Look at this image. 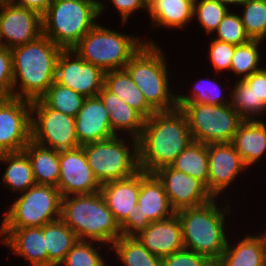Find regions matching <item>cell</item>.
Returning a JSON list of instances; mask_svg holds the SVG:
<instances>
[{
	"mask_svg": "<svg viewBox=\"0 0 266 266\" xmlns=\"http://www.w3.org/2000/svg\"><path fill=\"white\" fill-rule=\"evenodd\" d=\"M62 263L65 266H105L101 254L93 247L92 241L87 240H78Z\"/></svg>",
	"mask_w": 266,
	"mask_h": 266,
	"instance_id": "37",
	"label": "cell"
},
{
	"mask_svg": "<svg viewBox=\"0 0 266 266\" xmlns=\"http://www.w3.org/2000/svg\"><path fill=\"white\" fill-rule=\"evenodd\" d=\"M162 266H215L207 256L183 248L162 258Z\"/></svg>",
	"mask_w": 266,
	"mask_h": 266,
	"instance_id": "41",
	"label": "cell"
},
{
	"mask_svg": "<svg viewBox=\"0 0 266 266\" xmlns=\"http://www.w3.org/2000/svg\"><path fill=\"white\" fill-rule=\"evenodd\" d=\"M193 4L194 0H148V11L155 26L184 28L194 17Z\"/></svg>",
	"mask_w": 266,
	"mask_h": 266,
	"instance_id": "28",
	"label": "cell"
},
{
	"mask_svg": "<svg viewBox=\"0 0 266 266\" xmlns=\"http://www.w3.org/2000/svg\"><path fill=\"white\" fill-rule=\"evenodd\" d=\"M76 137L80 146L114 137L109 112L98 97L85 98L75 117Z\"/></svg>",
	"mask_w": 266,
	"mask_h": 266,
	"instance_id": "19",
	"label": "cell"
},
{
	"mask_svg": "<svg viewBox=\"0 0 266 266\" xmlns=\"http://www.w3.org/2000/svg\"><path fill=\"white\" fill-rule=\"evenodd\" d=\"M154 174L162 182L170 205L176 212L204 205L213 199L200 181L171 166L162 167Z\"/></svg>",
	"mask_w": 266,
	"mask_h": 266,
	"instance_id": "17",
	"label": "cell"
},
{
	"mask_svg": "<svg viewBox=\"0 0 266 266\" xmlns=\"http://www.w3.org/2000/svg\"><path fill=\"white\" fill-rule=\"evenodd\" d=\"M7 1H9V0H0V6H1L3 3L7 2Z\"/></svg>",
	"mask_w": 266,
	"mask_h": 266,
	"instance_id": "48",
	"label": "cell"
},
{
	"mask_svg": "<svg viewBox=\"0 0 266 266\" xmlns=\"http://www.w3.org/2000/svg\"><path fill=\"white\" fill-rule=\"evenodd\" d=\"M161 50L154 43L145 41L125 65L133 82L156 112L178 108L177 95L171 94L168 88L167 63Z\"/></svg>",
	"mask_w": 266,
	"mask_h": 266,
	"instance_id": "6",
	"label": "cell"
},
{
	"mask_svg": "<svg viewBox=\"0 0 266 266\" xmlns=\"http://www.w3.org/2000/svg\"><path fill=\"white\" fill-rule=\"evenodd\" d=\"M217 1H219L220 3H222L223 5H227V7H228V4H239V5H241V4H243L246 0H217Z\"/></svg>",
	"mask_w": 266,
	"mask_h": 266,
	"instance_id": "47",
	"label": "cell"
},
{
	"mask_svg": "<svg viewBox=\"0 0 266 266\" xmlns=\"http://www.w3.org/2000/svg\"><path fill=\"white\" fill-rule=\"evenodd\" d=\"M255 95V115L266 111V69H260L243 79Z\"/></svg>",
	"mask_w": 266,
	"mask_h": 266,
	"instance_id": "44",
	"label": "cell"
},
{
	"mask_svg": "<svg viewBox=\"0 0 266 266\" xmlns=\"http://www.w3.org/2000/svg\"><path fill=\"white\" fill-rule=\"evenodd\" d=\"M35 112L37 118L31 117V141L57 151L80 147L75 117L49 108L41 99L31 101V113Z\"/></svg>",
	"mask_w": 266,
	"mask_h": 266,
	"instance_id": "12",
	"label": "cell"
},
{
	"mask_svg": "<svg viewBox=\"0 0 266 266\" xmlns=\"http://www.w3.org/2000/svg\"><path fill=\"white\" fill-rule=\"evenodd\" d=\"M60 219L78 240L109 244L122 236L120 225L100 192L62 197Z\"/></svg>",
	"mask_w": 266,
	"mask_h": 266,
	"instance_id": "3",
	"label": "cell"
},
{
	"mask_svg": "<svg viewBox=\"0 0 266 266\" xmlns=\"http://www.w3.org/2000/svg\"><path fill=\"white\" fill-rule=\"evenodd\" d=\"M194 0L193 16L197 15L200 24L207 33L215 31L228 13L227 6L217 0Z\"/></svg>",
	"mask_w": 266,
	"mask_h": 266,
	"instance_id": "36",
	"label": "cell"
},
{
	"mask_svg": "<svg viewBox=\"0 0 266 266\" xmlns=\"http://www.w3.org/2000/svg\"><path fill=\"white\" fill-rule=\"evenodd\" d=\"M177 171L184 172L200 181L208 188L209 169L207 144L193 141L170 165Z\"/></svg>",
	"mask_w": 266,
	"mask_h": 266,
	"instance_id": "30",
	"label": "cell"
},
{
	"mask_svg": "<svg viewBox=\"0 0 266 266\" xmlns=\"http://www.w3.org/2000/svg\"><path fill=\"white\" fill-rule=\"evenodd\" d=\"M0 10L1 46L12 49L32 42L43 35L42 15L40 13L10 1L3 3ZM3 39L7 40L3 41Z\"/></svg>",
	"mask_w": 266,
	"mask_h": 266,
	"instance_id": "15",
	"label": "cell"
},
{
	"mask_svg": "<svg viewBox=\"0 0 266 266\" xmlns=\"http://www.w3.org/2000/svg\"><path fill=\"white\" fill-rule=\"evenodd\" d=\"M72 55H75L74 59ZM55 82L85 98L95 97L104 86L105 72L86 62L72 49H63L57 60Z\"/></svg>",
	"mask_w": 266,
	"mask_h": 266,
	"instance_id": "14",
	"label": "cell"
},
{
	"mask_svg": "<svg viewBox=\"0 0 266 266\" xmlns=\"http://www.w3.org/2000/svg\"><path fill=\"white\" fill-rule=\"evenodd\" d=\"M207 155L209 179L206 190L215 198L247 166L231 142L207 144Z\"/></svg>",
	"mask_w": 266,
	"mask_h": 266,
	"instance_id": "18",
	"label": "cell"
},
{
	"mask_svg": "<svg viewBox=\"0 0 266 266\" xmlns=\"http://www.w3.org/2000/svg\"><path fill=\"white\" fill-rule=\"evenodd\" d=\"M140 192V171L135 175L101 184L102 194L108 209L119 225L136 209Z\"/></svg>",
	"mask_w": 266,
	"mask_h": 266,
	"instance_id": "22",
	"label": "cell"
},
{
	"mask_svg": "<svg viewBox=\"0 0 266 266\" xmlns=\"http://www.w3.org/2000/svg\"><path fill=\"white\" fill-rule=\"evenodd\" d=\"M215 266H266V235H247L233 248L227 243Z\"/></svg>",
	"mask_w": 266,
	"mask_h": 266,
	"instance_id": "25",
	"label": "cell"
},
{
	"mask_svg": "<svg viewBox=\"0 0 266 266\" xmlns=\"http://www.w3.org/2000/svg\"><path fill=\"white\" fill-rule=\"evenodd\" d=\"M260 40H250L249 42L236 45L231 61V69L236 75H242L240 79L250 76L252 73L259 71V52L258 45ZM244 74V75H243Z\"/></svg>",
	"mask_w": 266,
	"mask_h": 266,
	"instance_id": "35",
	"label": "cell"
},
{
	"mask_svg": "<svg viewBox=\"0 0 266 266\" xmlns=\"http://www.w3.org/2000/svg\"><path fill=\"white\" fill-rule=\"evenodd\" d=\"M193 138L185 114L176 108L155 112L145 119L138 138L140 170L154 173L170 166Z\"/></svg>",
	"mask_w": 266,
	"mask_h": 266,
	"instance_id": "1",
	"label": "cell"
},
{
	"mask_svg": "<svg viewBox=\"0 0 266 266\" xmlns=\"http://www.w3.org/2000/svg\"><path fill=\"white\" fill-rule=\"evenodd\" d=\"M10 50L13 65V97L29 101L40 99L55 81L57 60L63 48L41 35L32 42ZM18 78L21 81L19 90L16 88Z\"/></svg>",
	"mask_w": 266,
	"mask_h": 266,
	"instance_id": "2",
	"label": "cell"
},
{
	"mask_svg": "<svg viewBox=\"0 0 266 266\" xmlns=\"http://www.w3.org/2000/svg\"><path fill=\"white\" fill-rule=\"evenodd\" d=\"M136 238L161 259L184 248L182 225L177 214L165 220L152 222Z\"/></svg>",
	"mask_w": 266,
	"mask_h": 266,
	"instance_id": "20",
	"label": "cell"
},
{
	"mask_svg": "<svg viewBox=\"0 0 266 266\" xmlns=\"http://www.w3.org/2000/svg\"><path fill=\"white\" fill-rule=\"evenodd\" d=\"M104 86L138 111L145 119L156 112L147 103L144 94L135 85L125 68L105 72Z\"/></svg>",
	"mask_w": 266,
	"mask_h": 266,
	"instance_id": "26",
	"label": "cell"
},
{
	"mask_svg": "<svg viewBox=\"0 0 266 266\" xmlns=\"http://www.w3.org/2000/svg\"><path fill=\"white\" fill-rule=\"evenodd\" d=\"M117 137L115 135L106 140L81 146L88 165L100 184L129 178L140 171L138 139L132 137L134 145L132 151L127 148L124 139Z\"/></svg>",
	"mask_w": 266,
	"mask_h": 266,
	"instance_id": "8",
	"label": "cell"
},
{
	"mask_svg": "<svg viewBox=\"0 0 266 266\" xmlns=\"http://www.w3.org/2000/svg\"><path fill=\"white\" fill-rule=\"evenodd\" d=\"M233 44L214 39L210 46V60L216 71L231 69V61L235 51Z\"/></svg>",
	"mask_w": 266,
	"mask_h": 266,
	"instance_id": "42",
	"label": "cell"
},
{
	"mask_svg": "<svg viewBox=\"0 0 266 266\" xmlns=\"http://www.w3.org/2000/svg\"><path fill=\"white\" fill-rule=\"evenodd\" d=\"M23 151L28 156L37 185L57 187L60 177L59 151L30 141Z\"/></svg>",
	"mask_w": 266,
	"mask_h": 266,
	"instance_id": "27",
	"label": "cell"
},
{
	"mask_svg": "<svg viewBox=\"0 0 266 266\" xmlns=\"http://www.w3.org/2000/svg\"><path fill=\"white\" fill-rule=\"evenodd\" d=\"M97 96L109 112L113 132L117 134L118 130H129L131 136L138 139L142 133L145 118L105 86L102 87Z\"/></svg>",
	"mask_w": 266,
	"mask_h": 266,
	"instance_id": "23",
	"label": "cell"
},
{
	"mask_svg": "<svg viewBox=\"0 0 266 266\" xmlns=\"http://www.w3.org/2000/svg\"><path fill=\"white\" fill-rule=\"evenodd\" d=\"M31 101L0 97V151L19 152L31 141Z\"/></svg>",
	"mask_w": 266,
	"mask_h": 266,
	"instance_id": "13",
	"label": "cell"
},
{
	"mask_svg": "<svg viewBox=\"0 0 266 266\" xmlns=\"http://www.w3.org/2000/svg\"><path fill=\"white\" fill-rule=\"evenodd\" d=\"M143 44L137 38L96 24L72 50L86 62L108 72L125 68Z\"/></svg>",
	"mask_w": 266,
	"mask_h": 266,
	"instance_id": "7",
	"label": "cell"
},
{
	"mask_svg": "<svg viewBox=\"0 0 266 266\" xmlns=\"http://www.w3.org/2000/svg\"><path fill=\"white\" fill-rule=\"evenodd\" d=\"M61 199L57 187L36 184L15 200L6 212L1 228L42 227L58 220Z\"/></svg>",
	"mask_w": 266,
	"mask_h": 266,
	"instance_id": "10",
	"label": "cell"
},
{
	"mask_svg": "<svg viewBox=\"0 0 266 266\" xmlns=\"http://www.w3.org/2000/svg\"><path fill=\"white\" fill-rule=\"evenodd\" d=\"M115 5L119 13L121 14L122 24L128 21V17L133 11L140 8L148 9V0H110Z\"/></svg>",
	"mask_w": 266,
	"mask_h": 266,
	"instance_id": "45",
	"label": "cell"
},
{
	"mask_svg": "<svg viewBox=\"0 0 266 266\" xmlns=\"http://www.w3.org/2000/svg\"><path fill=\"white\" fill-rule=\"evenodd\" d=\"M240 16L246 34L251 40H263L266 36V0H246Z\"/></svg>",
	"mask_w": 266,
	"mask_h": 266,
	"instance_id": "34",
	"label": "cell"
},
{
	"mask_svg": "<svg viewBox=\"0 0 266 266\" xmlns=\"http://www.w3.org/2000/svg\"><path fill=\"white\" fill-rule=\"evenodd\" d=\"M112 245L125 266H162V259L151 253L136 237L121 236Z\"/></svg>",
	"mask_w": 266,
	"mask_h": 266,
	"instance_id": "32",
	"label": "cell"
},
{
	"mask_svg": "<svg viewBox=\"0 0 266 266\" xmlns=\"http://www.w3.org/2000/svg\"><path fill=\"white\" fill-rule=\"evenodd\" d=\"M11 3L34 10L41 15L48 9L53 0H9Z\"/></svg>",
	"mask_w": 266,
	"mask_h": 266,
	"instance_id": "46",
	"label": "cell"
},
{
	"mask_svg": "<svg viewBox=\"0 0 266 266\" xmlns=\"http://www.w3.org/2000/svg\"><path fill=\"white\" fill-rule=\"evenodd\" d=\"M236 84L232 91L230 105L243 120H253L251 116L255 115V95L253 88L243 79H239V82Z\"/></svg>",
	"mask_w": 266,
	"mask_h": 266,
	"instance_id": "40",
	"label": "cell"
},
{
	"mask_svg": "<svg viewBox=\"0 0 266 266\" xmlns=\"http://www.w3.org/2000/svg\"><path fill=\"white\" fill-rule=\"evenodd\" d=\"M174 214L176 211L170 205L162 182L154 173L140 170L138 202L133 214L120 224L122 236L136 237L152 222L168 219Z\"/></svg>",
	"mask_w": 266,
	"mask_h": 266,
	"instance_id": "11",
	"label": "cell"
},
{
	"mask_svg": "<svg viewBox=\"0 0 266 266\" xmlns=\"http://www.w3.org/2000/svg\"><path fill=\"white\" fill-rule=\"evenodd\" d=\"M104 8L98 0H53L42 14V33L63 49H72Z\"/></svg>",
	"mask_w": 266,
	"mask_h": 266,
	"instance_id": "4",
	"label": "cell"
},
{
	"mask_svg": "<svg viewBox=\"0 0 266 266\" xmlns=\"http://www.w3.org/2000/svg\"><path fill=\"white\" fill-rule=\"evenodd\" d=\"M60 177L57 188L62 197L100 192L101 184L88 165L80 146L59 151Z\"/></svg>",
	"mask_w": 266,
	"mask_h": 266,
	"instance_id": "16",
	"label": "cell"
},
{
	"mask_svg": "<svg viewBox=\"0 0 266 266\" xmlns=\"http://www.w3.org/2000/svg\"><path fill=\"white\" fill-rule=\"evenodd\" d=\"M1 161L8 163L2 179L12 190H20L23 193L36 185L31 162L24 151L2 153Z\"/></svg>",
	"mask_w": 266,
	"mask_h": 266,
	"instance_id": "31",
	"label": "cell"
},
{
	"mask_svg": "<svg viewBox=\"0 0 266 266\" xmlns=\"http://www.w3.org/2000/svg\"><path fill=\"white\" fill-rule=\"evenodd\" d=\"M185 114L193 141L230 143L243 119L228 105L177 103Z\"/></svg>",
	"mask_w": 266,
	"mask_h": 266,
	"instance_id": "9",
	"label": "cell"
},
{
	"mask_svg": "<svg viewBox=\"0 0 266 266\" xmlns=\"http://www.w3.org/2000/svg\"><path fill=\"white\" fill-rule=\"evenodd\" d=\"M13 96L12 53L0 45V97Z\"/></svg>",
	"mask_w": 266,
	"mask_h": 266,
	"instance_id": "43",
	"label": "cell"
},
{
	"mask_svg": "<svg viewBox=\"0 0 266 266\" xmlns=\"http://www.w3.org/2000/svg\"><path fill=\"white\" fill-rule=\"evenodd\" d=\"M248 167L266 151V125L262 120H243L231 142Z\"/></svg>",
	"mask_w": 266,
	"mask_h": 266,
	"instance_id": "24",
	"label": "cell"
},
{
	"mask_svg": "<svg viewBox=\"0 0 266 266\" xmlns=\"http://www.w3.org/2000/svg\"><path fill=\"white\" fill-rule=\"evenodd\" d=\"M0 236H4L2 242L19 256L29 260L32 266H48L44 226L1 228Z\"/></svg>",
	"mask_w": 266,
	"mask_h": 266,
	"instance_id": "21",
	"label": "cell"
},
{
	"mask_svg": "<svg viewBox=\"0 0 266 266\" xmlns=\"http://www.w3.org/2000/svg\"><path fill=\"white\" fill-rule=\"evenodd\" d=\"M205 81L209 82L208 83L209 85L205 86V84L201 83L196 84L191 97L185 95L183 96L177 95V103H199V104H214V105L230 104L229 101H226L224 100V98H222L221 95L222 88H220V86L215 81L212 80L210 81L208 79H205Z\"/></svg>",
	"mask_w": 266,
	"mask_h": 266,
	"instance_id": "39",
	"label": "cell"
},
{
	"mask_svg": "<svg viewBox=\"0 0 266 266\" xmlns=\"http://www.w3.org/2000/svg\"><path fill=\"white\" fill-rule=\"evenodd\" d=\"M227 212L219 210L214 198L204 205L178 210L184 248L207 256L216 264L228 243L224 232Z\"/></svg>",
	"mask_w": 266,
	"mask_h": 266,
	"instance_id": "5",
	"label": "cell"
},
{
	"mask_svg": "<svg viewBox=\"0 0 266 266\" xmlns=\"http://www.w3.org/2000/svg\"><path fill=\"white\" fill-rule=\"evenodd\" d=\"M215 31L218 34L216 40L233 45H242L251 40L245 32L241 17L229 11Z\"/></svg>",
	"mask_w": 266,
	"mask_h": 266,
	"instance_id": "38",
	"label": "cell"
},
{
	"mask_svg": "<svg viewBox=\"0 0 266 266\" xmlns=\"http://www.w3.org/2000/svg\"><path fill=\"white\" fill-rule=\"evenodd\" d=\"M48 266H59L78 241L75 232L61 219L44 225Z\"/></svg>",
	"mask_w": 266,
	"mask_h": 266,
	"instance_id": "29",
	"label": "cell"
},
{
	"mask_svg": "<svg viewBox=\"0 0 266 266\" xmlns=\"http://www.w3.org/2000/svg\"><path fill=\"white\" fill-rule=\"evenodd\" d=\"M40 99L49 108L58 110L68 116L76 117L82 107L85 97L54 81Z\"/></svg>",
	"mask_w": 266,
	"mask_h": 266,
	"instance_id": "33",
	"label": "cell"
}]
</instances>
